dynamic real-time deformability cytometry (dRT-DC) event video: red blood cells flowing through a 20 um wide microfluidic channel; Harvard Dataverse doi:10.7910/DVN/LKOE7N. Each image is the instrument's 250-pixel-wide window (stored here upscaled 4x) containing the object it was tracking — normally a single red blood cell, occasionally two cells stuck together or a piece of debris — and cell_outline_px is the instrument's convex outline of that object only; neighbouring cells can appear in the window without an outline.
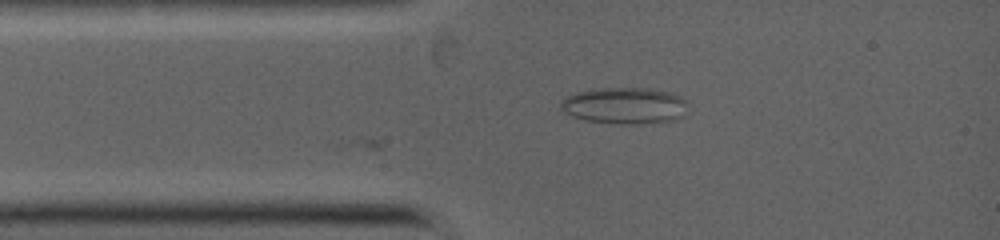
{"species": "common noctule bat (a hibernating species)", "species_latin": "Nyctalus noctula", "temperature_condition": "warm", "stored_images_in_passage": 11, "camera_frame_rate_fps": 5000, "um_per_image_px": 0.085, "animal": {"sex": "female", "body_mass_g": 19.0, "forearm_length_mm": 53.3}, "frame": {"image": 1, "passage_image": 1, "time_ms": 0.0, "image_size_px": [1000, 240], "cell_outline_px": [[688, 100], [684, 116], [676, 120], [640, 124], [612, 124], [584, 120], [572, 116], [564, 112], [560, 108], [560, 100], [576, 92], [600, 88], [648, 88], [672, 92]], "centroid_in_image_um": [53.12, 8.99], "position_along_channel_um": 31.9, "area_um2": 27.51}}
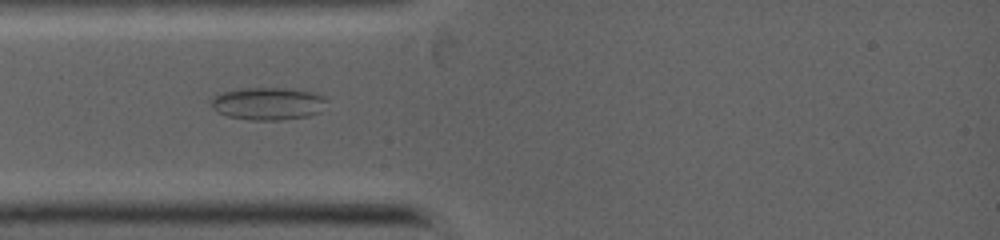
{"frame": {"image": 2, "passage_image": 5, "time_ms": 0.8, "image_size_px": [1000, 240], "cell_outline_px": [[328, 100], [320, 112], [308, 116], [280, 120], [248, 120], [228, 116], [216, 112], [208, 104], [208, 100], [212, 96], [220, 92], [240, 88], [276, 84], [304, 88], [316, 92], [324, 96]], "centroid_in_image_um": [22.78, 8.73], "position_along_channel_um": 62.2, "area_um2": 23.7}}
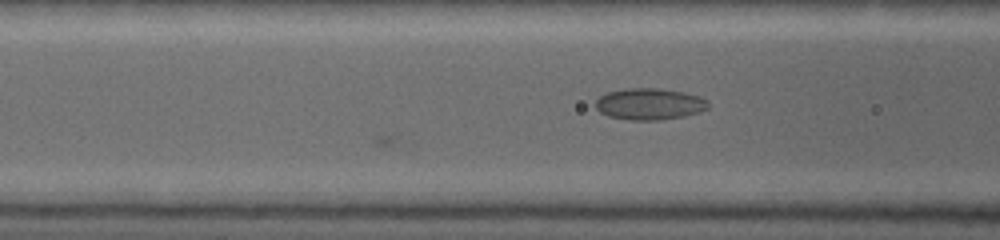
{"frame": {"image": 3, "passage_image": 10, "time_ms": 1.8, "image_size_px": [1000, 240], "cell_outline_px": [[708, 108], [700, 112], [684, 116], [664, 120], [640, 124], [608, 116], [600, 112], [596, 108], [596, 100], [604, 92], [624, 88], [660, 88], [684, 92], [700, 96], [708, 100]], "centroid_in_image_um": [55.18, 8.88], "position_along_channel_um": 111.4, "area_um2": 21.68}}